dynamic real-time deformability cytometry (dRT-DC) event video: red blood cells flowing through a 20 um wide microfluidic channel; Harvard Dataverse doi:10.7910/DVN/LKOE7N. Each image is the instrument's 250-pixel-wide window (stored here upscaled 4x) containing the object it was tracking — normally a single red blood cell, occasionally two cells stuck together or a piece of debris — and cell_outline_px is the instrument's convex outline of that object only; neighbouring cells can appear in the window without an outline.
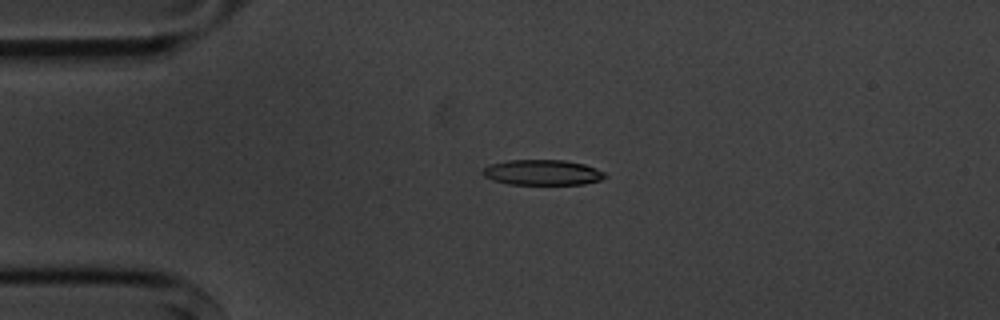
{"species": "common noctule bat (a hibernating species)", "species_latin": "Nyctalus noctula", "temperature_condition": "cold", "stored_images_in_passage": 3, "camera_frame_rate_fps": 3000, "um_per_image_px": 0.085, "animal": {"sex": "male", "body_mass_g": 20.1, "forearm_length_mm": 53.5}, "frame": {"image": 1, "passage_image": 2, "time_ms": 1.0, "image_size_px": [1000, 320], "cell_outline_px": [[608, 176], [600, 180], [584, 184], [508, 184], [492, 180], [484, 176], [480, 172], [484, 168], [492, 164], [508, 160], [564, 160], [584, 164], [596, 168], [604, 172]], "centroid_in_image_um": [46.11, 14.66], "position_along_channel_um": 38.9, "area_um2": 18.09}}